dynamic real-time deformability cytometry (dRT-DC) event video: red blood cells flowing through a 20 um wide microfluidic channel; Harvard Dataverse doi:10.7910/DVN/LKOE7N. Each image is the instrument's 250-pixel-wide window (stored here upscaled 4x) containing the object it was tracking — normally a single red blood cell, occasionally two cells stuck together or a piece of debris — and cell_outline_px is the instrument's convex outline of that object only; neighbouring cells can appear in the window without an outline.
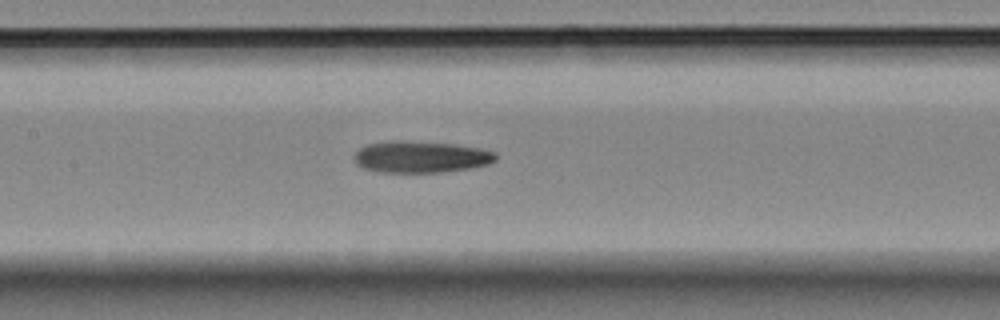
{"species": "Egyptian fruit bat (a non-hibernating species)", "species_latin": "Rousettus aegyptiacus", "temperature_condition": "room temperature", "stored_images_in_passage": 7, "camera_frame_rate_fps": 3000, "um_per_image_px": 0.085, "animal": {"sex": "female"}, "frame": {"image": 1, "passage_image": 7, "time_ms": 2.0, "image_size_px": [1000, 320], "cell_outline_px": [[496, 160], [488, 164], [468, 168], [444, 172], [380, 172], [364, 168], [356, 164], [356, 152], [360, 148], [368, 144], [396, 140], [400, 140], [452, 144], [476, 148], [496, 152]], "centroid_in_image_um": [35.77, 13.34], "position_along_channel_um": 171.6, "area_um2": 25.72}}